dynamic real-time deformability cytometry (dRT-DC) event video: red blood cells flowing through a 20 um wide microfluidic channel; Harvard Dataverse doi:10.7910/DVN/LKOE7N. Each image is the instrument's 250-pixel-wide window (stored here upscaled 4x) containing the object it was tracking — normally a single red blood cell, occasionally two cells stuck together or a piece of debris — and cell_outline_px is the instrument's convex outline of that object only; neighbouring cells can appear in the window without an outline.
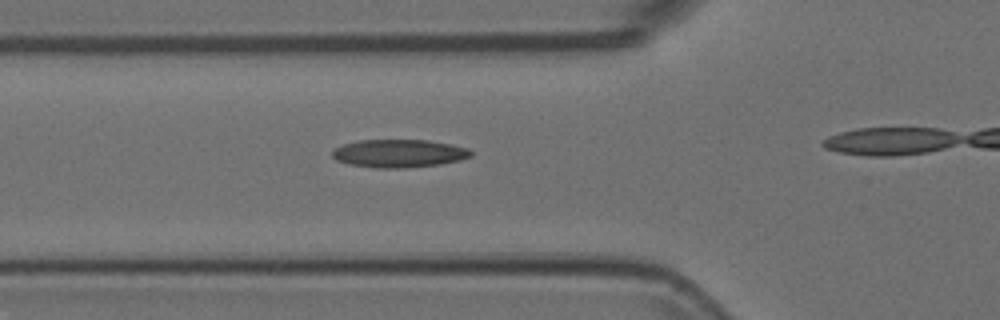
{"species": "Egyptian fruit bat (a non-hibernating species)", "species_latin": "Rousettus aegyptiacus", "temperature_condition": "room temperature", "stored_images_in_passage": 11, "camera_frame_rate_fps": 3000, "um_per_image_px": 0.085, "animal": {"sex": "female"}, "frame": {"image": 1, "passage_image": 7, "time_ms": 2.0, "image_size_px": [1000, 320], "cell_outline_px": [[472, 156], [460, 160], [440, 164], [404, 168], [376, 168], [348, 164], [336, 160], [332, 156], [332, 152], [336, 148], [344, 144], [360, 140], [428, 140], [452, 144], [468, 148], [472, 152]], "centroid_in_image_um": [33.93, 13.04], "position_along_channel_um": 91.9, "area_um2": 22.66}}
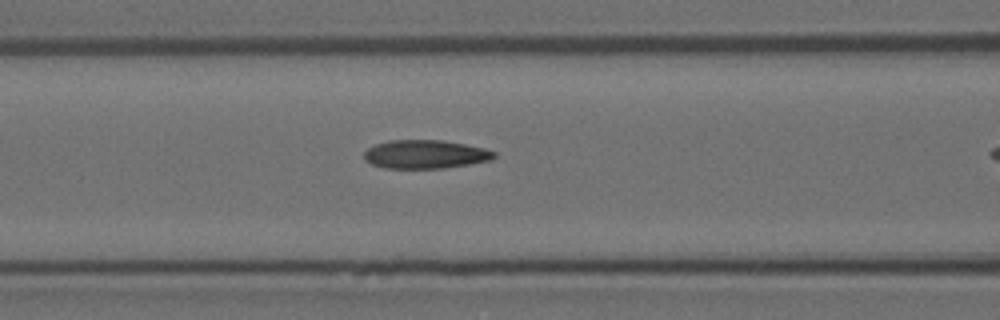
{"frame": {"image": 2, "passage_image": 10, "time_ms": 3.0, "image_size_px": [1000, 320], "cell_outline_px": [[496, 156], [492, 160], [444, 168], [384, 168], [372, 164], [364, 160], [364, 152], [368, 148], [376, 144], [388, 140], [444, 140], [484, 148], [496, 152]], "centroid_in_image_um": [36.15, 13.11], "position_along_channel_um": 130.5, "area_um2": 21.68}}